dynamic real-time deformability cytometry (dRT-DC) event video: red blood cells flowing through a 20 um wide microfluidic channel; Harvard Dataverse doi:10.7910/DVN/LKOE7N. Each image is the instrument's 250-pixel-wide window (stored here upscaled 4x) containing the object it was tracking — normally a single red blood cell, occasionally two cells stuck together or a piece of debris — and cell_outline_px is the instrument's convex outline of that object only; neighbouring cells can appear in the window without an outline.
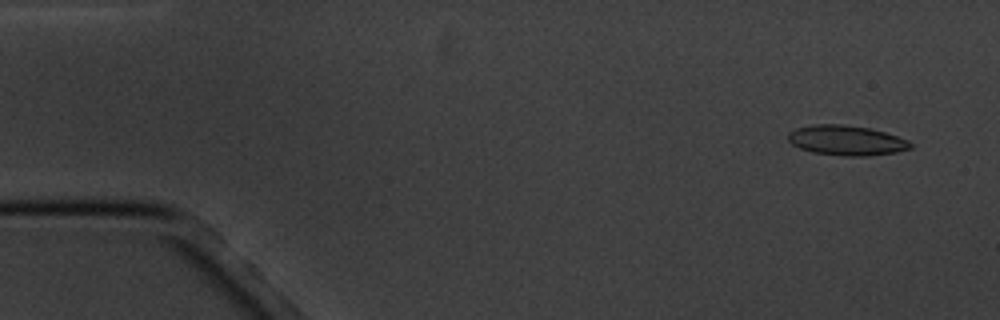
{"species": "common noctule bat (a hibernating species)", "species_latin": "Nyctalus noctula", "temperature_condition": "cold", "stored_images_in_passage": 5, "camera_frame_rate_fps": 3000, "um_per_image_px": 0.085, "animal": {"sex": "male", "body_mass_g": 20.1, "forearm_length_mm": 53.5}, "frame": {"image": 1, "passage_image": 1, "time_ms": 0.0, "image_size_px": [1000, 320], "cell_outline_px": [[912, 148], [896, 152], [868, 156], [844, 156], [812, 152], [800, 148], [792, 144], [788, 140], [788, 132], [796, 128], [816, 124], [844, 124], [872, 128], [908, 140], [912, 144]], "centroid_in_image_um": [71.94, 11.93], "position_along_channel_um": 13.1, "area_um2": 21.44}}
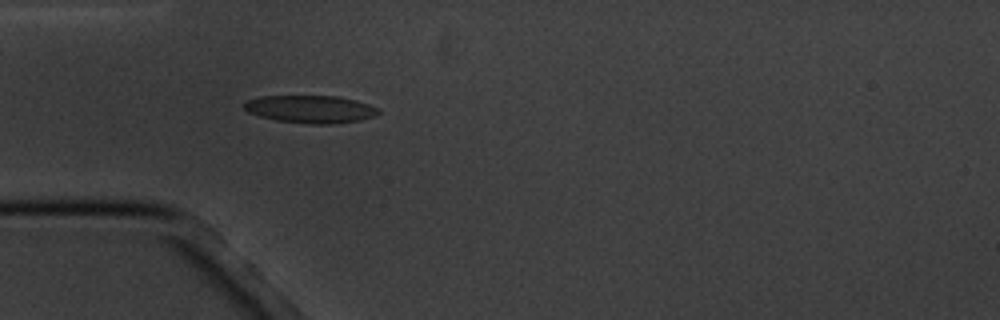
{"frame": {"image": 2, "passage_image": 5, "time_ms": 4.333, "image_size_px": [1000, 320], "cell_outline_px": [[380, 112], [376, 116], [360, 120], [332, 124], [308, 124], [276, 120], [260, 116], [248, 112], [240, 104], [248, 100], [260, 96], [336, 96], [356, 100], [380, 108]], "centroid_in_image_um": [26.4, 9.28], "position_along_channel_um": 58.6, "area_um2": 21.79}}